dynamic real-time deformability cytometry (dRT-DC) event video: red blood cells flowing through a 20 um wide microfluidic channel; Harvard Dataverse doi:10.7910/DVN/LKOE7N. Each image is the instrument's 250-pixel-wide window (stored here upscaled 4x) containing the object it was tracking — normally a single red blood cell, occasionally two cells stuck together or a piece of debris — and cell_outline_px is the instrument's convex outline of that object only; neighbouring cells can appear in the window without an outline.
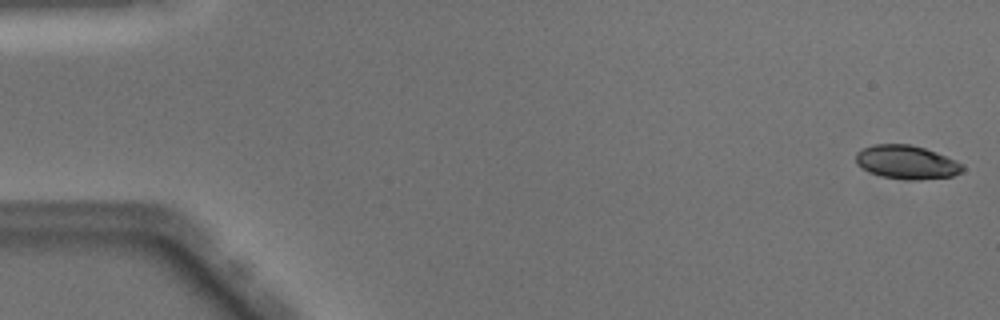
{"species": "Egyptian fruit bat (a non-hibernating species)", "species_latin": "Rousettus aegyptiacus", "temperature_condition": "warm", "stored_images_in_passage": 50, "camera_frame_rate_fps": 3000, "um_per_image_px": 0.085, "animal": {"sex": "male"}, "frame": {"image": 1, "passage_image": 1, "time_ms": 0.0, "image_size_px": [1000, 320], "cell_outline_px": [[964, 168], [960, 172], [952, 176], [920, 180], [908, 180], [880, 176], [856, 164], [856, 152], [860, 148], [872, 144], [912, 144], [936, 152], [956, 160], [964, 164]], "centroid_in_image_um": [77.06, 13.77], "position_along_channel_um": 7.9, "area_um2": 21.04}}
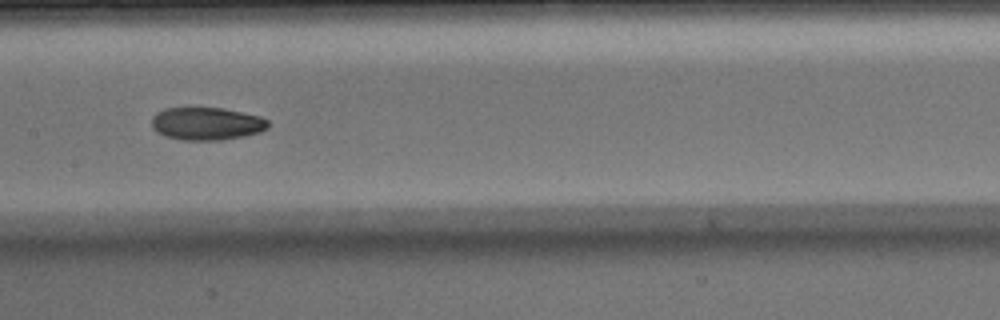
{"frame": {"image": 2, "passage_image": 25, "time_ms": 8.0, "image_size_px": [1000, 320], "cell_outline_px": [[268, 128], [260, 132], [244, 136], [220, 140], [180, 140], [164, 136], [152, 128], [152, 116], [156, 112], [164, 108], [224, 108], [260, 116], [268, 120]], "centroid_in_image_um": [17.55, 10.51], "position_along_channel_um": 189.9, "area_um2": 22.37}}
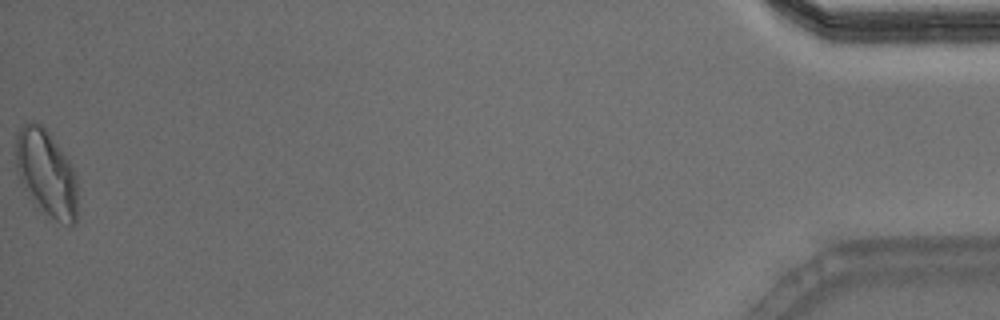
{"frame": {"image": 3, "passage_image": 50, "time_ms": 16.333, "image_size_px": [1000, 320], "cell_outline_px": [[76, 224], [72, 228], [68, 228], [44, 216], [20, 184], [16, 168], [16, 132], [24, 124], [32, 120], [40, 124], [48, 132], [68, 160], [76, 176]], "centroid_in_image_um": [3.92, 14.81], "position_along_channel_um": 431.3, "area_um2": 31.67}, "authors_computed_cell_mechanics": {"area_um2": 22.3108, "velocity_mm_per_s": 4.0568, "shape_relaxation_time_tau1_ms": 10.4742, "shape_relaxation_time_tau2_ms": 2.523, "deformation_change_tau1": 0.2431, "deformation_change_tau2": 0.0731}}